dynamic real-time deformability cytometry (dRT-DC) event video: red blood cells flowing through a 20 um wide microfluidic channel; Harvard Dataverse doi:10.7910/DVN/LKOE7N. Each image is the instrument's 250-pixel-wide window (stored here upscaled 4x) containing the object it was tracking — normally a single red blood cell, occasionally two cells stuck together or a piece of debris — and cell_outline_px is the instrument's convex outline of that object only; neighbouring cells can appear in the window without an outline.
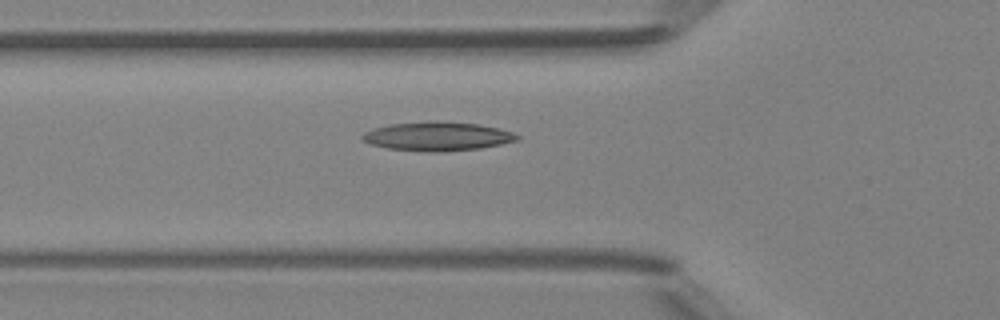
{"species": "Egyptian fruit bat (a non-hibernating species)", "species_latin": "Rousettus aegyptiacus", "temperature_condition": "room temperature", "stored_images_in_passage": 31, "camera_frame_rate_fps": 3000, "um_per_image_px": 0.085, "animal": {"sex": "female"}, "frame": {"image": 1, "passage_image": 2, "time_ms": 0.333, "image_size_px": [1000, 320], "cell_outline_px": [[520, 140], [480, 148], [444, 152], [432, 152], [388, 148], [372, 144], [364, 140], [360, 136], [364, 132], [372, 128], [388, 124], [476, 124], [496, 128], [512, 132], [520, 136]], "centroid_in_image_um": [37.18, 11.64], "position_along_channel_um": 88.6, "area_um2": 24.8}}
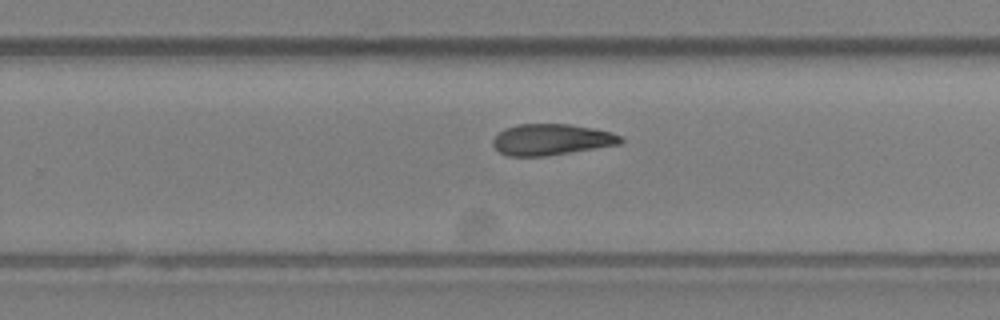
{"frame": {"image": 2, "passage_image": 16, "time_ms": 5.0, "image_size_px": [1000, 320], "cell_outline_px": [[624, 140], [620, 144], [544, 156], [508, 156], [500, 152], [492, 144], [492, 140], [504, 128], [516, 124], [568, 124], [592, 128], [612, 132], [620, 136]], "centroid_in_image_um": [46.85, 11.85], "position_along_channel_um": 283.0, "area_um2": 23.0}}
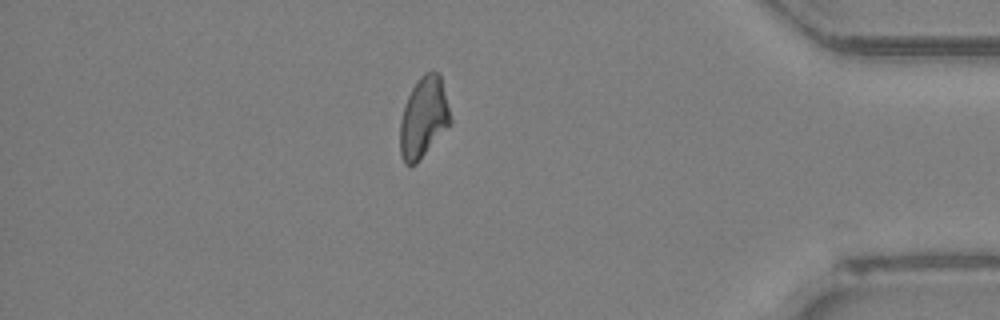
{"frame": {"image": 3, "passage_image": 27, "time_ms": 8.667, "image_size_px": [1000, 320], "cell_outline_px": [[452, 120], [416, 164], [404, 164], [400, 156], [400, 120], [408, 96], [412, 88], [420, 76], [424, 72], [440, 72]], "centroid_in_image_um": [35.99, 9.96], "position_along_channel_um": 399.2, "area_um2": 23.35}}